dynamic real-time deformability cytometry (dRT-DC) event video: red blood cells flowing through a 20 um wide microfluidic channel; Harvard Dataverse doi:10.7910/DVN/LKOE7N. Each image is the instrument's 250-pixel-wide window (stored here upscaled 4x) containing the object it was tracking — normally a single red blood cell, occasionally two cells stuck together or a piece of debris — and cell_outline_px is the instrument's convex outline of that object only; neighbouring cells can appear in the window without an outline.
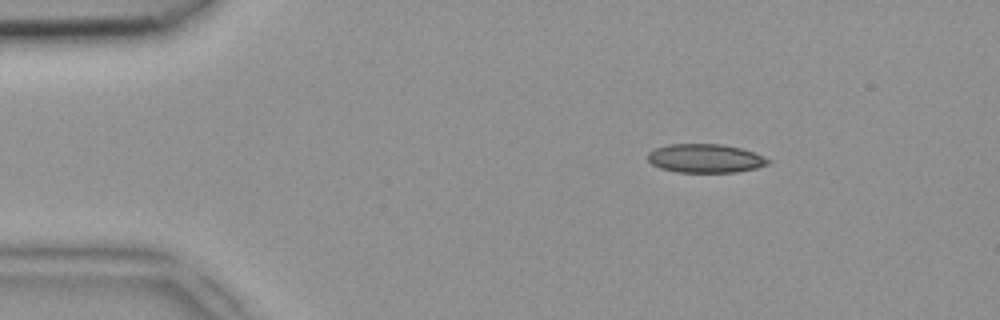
{"species": "common noctule bat (a hibernating species)", "species_latin": "Nyctalus noctula", "temperature_condition": "room temperature", "stored_images_in_passage": 45, "camera_frame_rate_fps": 3000, "um_per_image_px": 0.085, "animal": {"sex": "female", "body_mass_g": 18.4}, "frame": {"image": 1, "passage_image": 5, "time_ms": 1.333, "image_size_px": [1000, 320], "cell_outline_px": [[772, 160], [768, 164], [756, 168], [736, 172], [676, 172], [660, 168], [652, 164], [648, 160], [648, 152], [656, 148], [668, 144], [724, 144], [740, 148], [764, 156]], "centroid_in_image_um": [59.95, 13.46], "position_along_channel_um": 25.0, "area_um2": 20.17}}
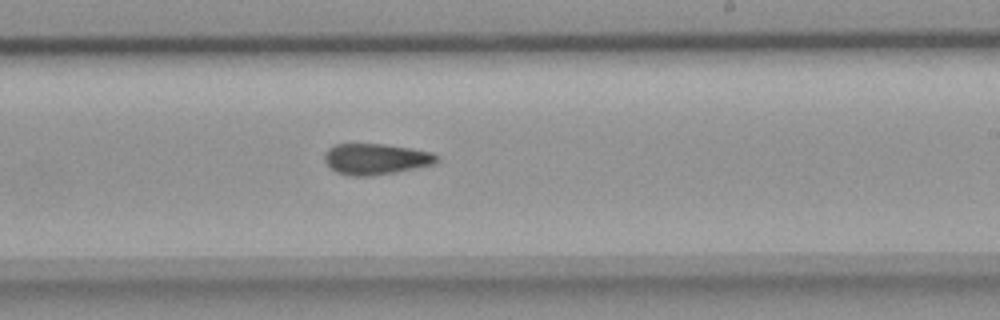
{"frame": {"image": 2, "passage_image": 26, "time_ms": 8.333, "image_size_px": [1000, 320], "cell_outline_px": [[440, 160], [436, 164], [396, 172], [368, 176], [352, 176], [336, 172], [324, 160], [324, 152], [328, 148], [336, 144], [384, 144], [412, 148], [432, 152], [440, 156]], "centroid_in_image_um": [31.99, 13.51], "position_along_channel_um": 257.0, "area_um2": 20.46}}
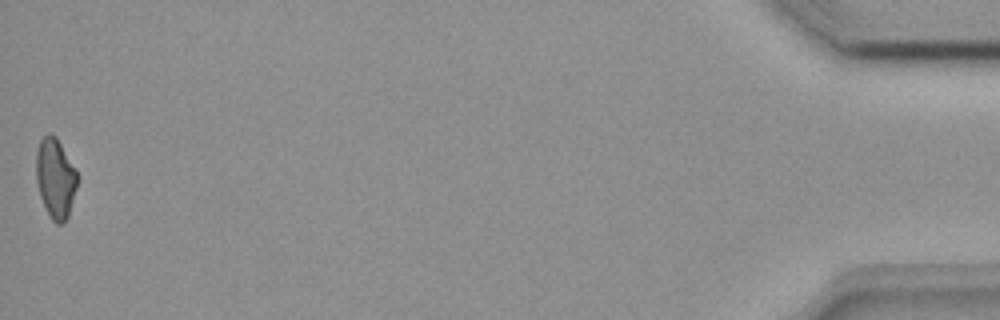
{"frame": {"image": 3, "passage_image": 45, "time_ms": 14.667, "image_size_px": [1000, 320], "cell_outline_px": [[76, 188], [68, 216], [64, 224], [56, 224], [52, 220], [40, 196], [36, 180], [36, 152], [40, 140], [48, 132], [56, 136], [76, 172]], "centroid_in_image_um": [4.68, 15.15], "position_along_channel_um": 430.5, "area_um2": 18.79}}